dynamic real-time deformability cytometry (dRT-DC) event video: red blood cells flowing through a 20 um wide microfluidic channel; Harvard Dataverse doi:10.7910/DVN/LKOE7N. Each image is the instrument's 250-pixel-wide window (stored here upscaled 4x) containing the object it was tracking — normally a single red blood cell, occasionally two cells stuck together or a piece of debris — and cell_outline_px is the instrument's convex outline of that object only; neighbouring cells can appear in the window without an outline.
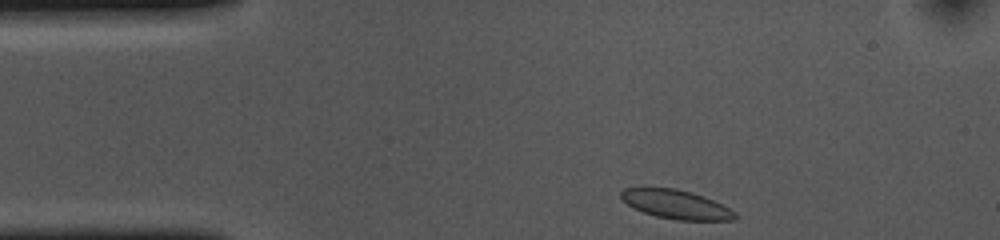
{"species": "common noctule bat (a hibernating species)", "species_latin": "Nyctalus noctula", "temperature_condition": "cold", "stored_images_in_passage": 35, "camera_frame_rate_fps": 3000, "um_per_image_px": 0.085, "animal": {"sex": "female", "body_mass_g": 10.0, "forearm_length_mm": 53.1}, "frame": {"image": 1, "passage_image": 1, "time_ms": 0.0, "image_size_px": [1000, 240], "cell_outline_px": [[736, 216], [732, 220], [676, 220], [656, 216], [644, 212], [628, 204], [620, 196], [620, 192], [624, 188], [676, 188], [692, 192], [704, 196], [736, 212]], "centroid_in_image_um": [57.47, 17.37], "position_along_channel_um": 27.5, "area_um2": 18.9}}
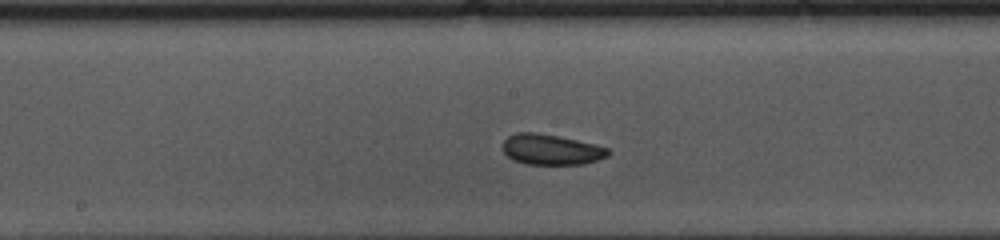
{"frame": {"image": 2, "passage_image": 19, "time_ms": 6.0, "image_size_px": [1000, 240], "cell_outline_px": [[612, 152], [608, 156], [584, 164], [524, 164], [512, 160], [504, 152], [504, 140], [508, 136], [516, 132], [536, 132], [576, 140], [608, 148]], "centroid_in_image_um": [46.83, 12.72], "position_along_channel_um": 201.4, "area_um2": 18.61}}
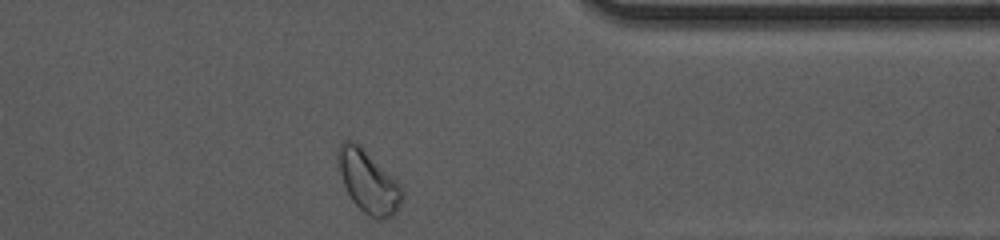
{"frame": {"image": 3, "passage_image": 35, "time_ms": 11.333, "image_size_px": [1000, 240], "cell_outline_px": [[404, 196], [396, 212], [392, 216], [384, 220], [376, 220], [364, 212], [352, 200], [344, 184], [340, 172], [336, 156], [336, 148], [340, 140], [352, 140], [360, 144], [404, 192]], "centroid_in_image_um": [31.25, 15.43], "position_along_channel_um": 380.1, "area_um2": 22.95}, "authors_computed_cell_mechanics": {"area_um2": 19.074, "velocity_mm_per_s": 3.6211, "shape_relaxation_time_tau1_ms": 8.4166, "shape_relaxation_time_tau2_ms": 0.9999, "deformation_change_tau1": 0.1268, "deformation_change_tau2": 0.0531}}